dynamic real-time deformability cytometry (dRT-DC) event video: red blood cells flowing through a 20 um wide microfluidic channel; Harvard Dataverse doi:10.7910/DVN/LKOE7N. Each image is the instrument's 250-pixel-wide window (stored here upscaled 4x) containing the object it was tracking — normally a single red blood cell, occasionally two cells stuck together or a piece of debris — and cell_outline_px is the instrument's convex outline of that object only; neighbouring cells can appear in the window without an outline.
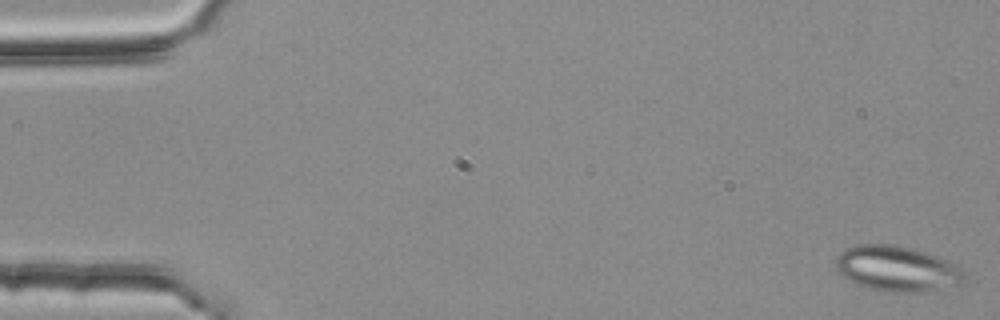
{"species": "common noctule bat (a hibernating species)", "species_latin": "Nyctalus noctula", "temperature_condition": "room temperature", "stored_images_in_passage": 54, "camera_frame_rate_fps": 3000, "um_per_image_px": 0.085, "animal": {"sex": "female", "body_mass_g": 25.1}, "frame": {"image": 1, "passage_image": 1, "time_ms": 0.0, "image_size_px": [1000, 320], "cell_outline_px": [[964, 284], [924, 292], [892, 292], [868, 288], [836, 272], [832, 260], [844, 248], [856, 244], [896, 244], [912, 248], [948, 260], [964, 272]], "centroid_in_image_um": [76.21, 22.82], "position_along_channel_um": 8.8, "area_um2": 34.33}}
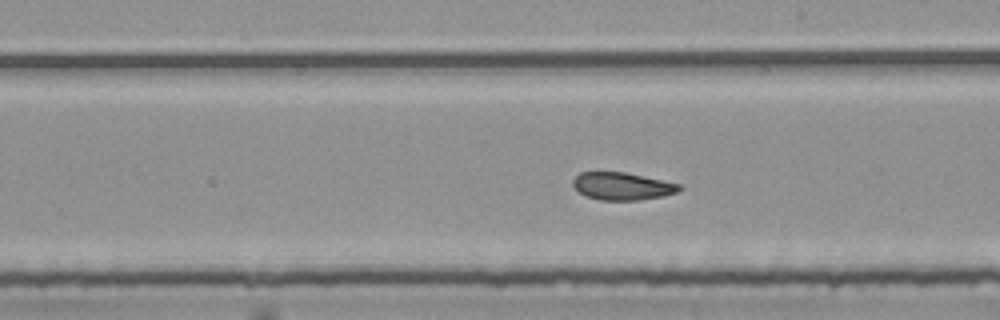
{"frame": {"image": 2, "passage_image": 31, "time_ms": 10.0, "image_size_px": [1000, 320], "cell_outline_px": [[684, 188], [676, 192], [664, 196], [636, 200], [600, 200], [584, 196], [572, 184], [572, 180], [580, 172], [624, 172], [680, 184]], "centroid_in_image_um": [52.88, 15.83], "position_along_channel_um": 236.1, "area_um2": 16.99}}
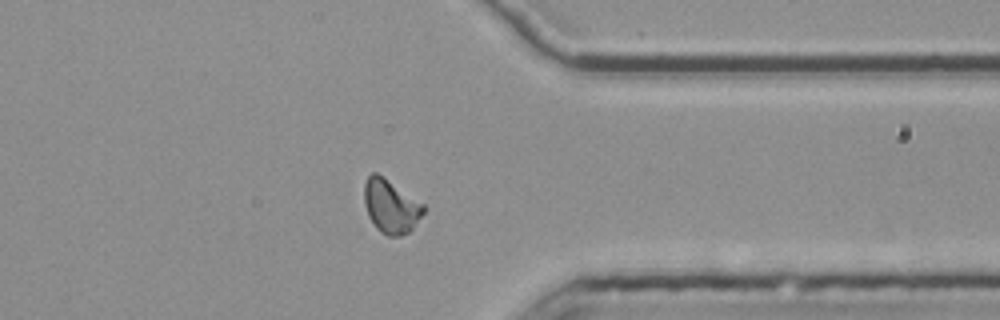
{"frame": {"image": 3, "passage_image": 43, "time_ms": 14.0, "image_size_px": [1000, 320], "cell_outline_px": [[428, 208], [412, 232], [400, 236], [388, 236], [380, 232], [376, 228], [368, 216], [364, 204], [364, 184], [368, 176], [372, 172], [376, 172], [424, 204]], "centroid_in_image_um": [33.25, 17.57], "position_along_channel_um": 378.1, "area_um2": 18.9}, "authors_computed_cell_mechanics": {"area_um2": 18.3226, "velocity_mm_per_s": 3.749, "shape_relaxation_time_tau1_ms": null, "shape_relaxation_time_tau2_ms": 1.7224, "deformation_change_tau1": null, "deformation_change_tau2": 0.0911}}